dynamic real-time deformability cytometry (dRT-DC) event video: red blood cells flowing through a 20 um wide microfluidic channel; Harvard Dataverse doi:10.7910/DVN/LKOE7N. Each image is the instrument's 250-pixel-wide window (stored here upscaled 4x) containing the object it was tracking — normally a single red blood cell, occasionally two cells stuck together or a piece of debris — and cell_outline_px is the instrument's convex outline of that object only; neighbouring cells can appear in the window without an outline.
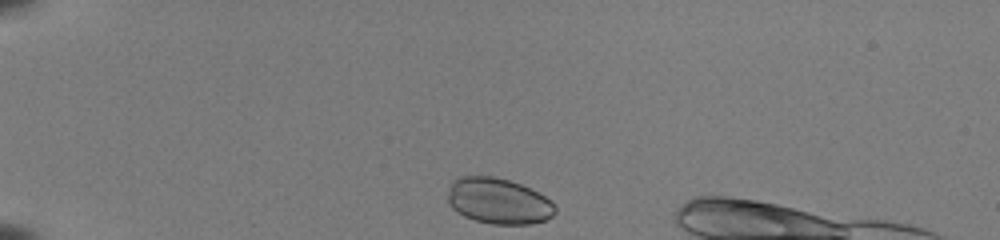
{"species": "common noctule bat (a hibernating species)", "species_latin": "Nyctalus noctula", "temperature_condition": "room temperature", "stored_images_in_passage": 37, "camera_frame_rate_fps": 3000, "um_per_image_px": 0.085, "animal": {"sex": "female", "body_mass_g": 22.0, "forearm_length_mm": 56.7}, "frame": {"image": 1, "passage_image": 1, "time_ms": 0.0, "image_size_px": [1000, 240], "cell_outline_px": [[556, 212], [548, 220], [532, 224], [492, 224], [476, 220], [464, 216], [456, 212], [448, 204], [448, 192], [452, 180], [460, 176], [492, 176], [508, 180], [520, 184], [544, 196], [556, 208]], "centroid_in_image_um": [42.34, 17.1], "position_along_channel_um": 42.7, "area_um2": 28.67}}
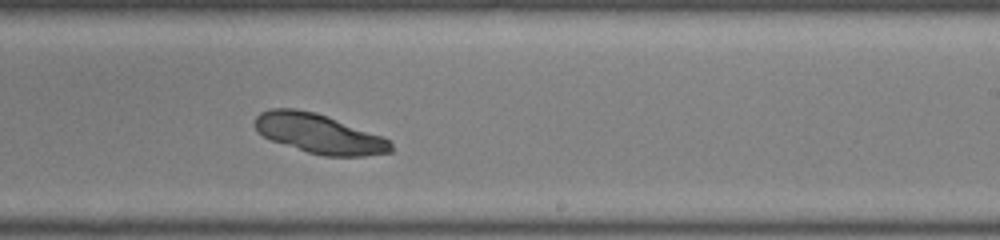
{"frame": {"image": 2, "passage_image": 22, "time_ms": 7.0, "image_size_px": [1000, 240], "cell_outline_px": [[392, 152], [364, 156], [324, 156], [308, 152], [272, 140], [256, 132], [252, 124], [256, 116], [260, 112], [272, 108], [296, 108], [316, 112], [384, 136], [392, 144]], "centroid_in_image_um": [27.1, 11.35], "position_along_channel_um": 261.9, "area_um2": 31.5}}
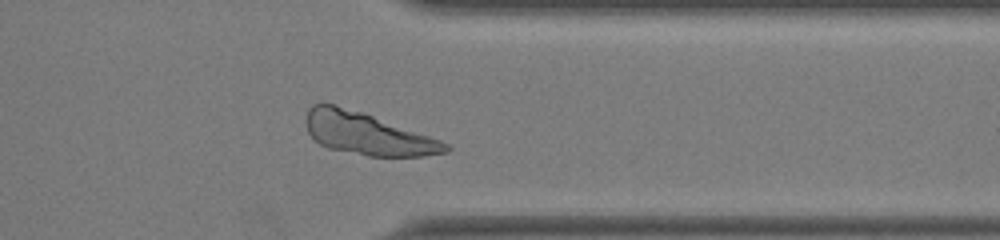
{"frame": {"image": 3, "passage_image": 31, "time_ms": 10.0, "image_size_px": [1000, 240], "cell_outline_px": [[452, 148], [448, 152], [424, 156], [368, 156], [328, 148], [320, 144], [308, 132], [308, 108], [312, 104], [320, 100], [364, 112], [440, 140], [448, 144]], "centroid_in_image_um": [31.22, 11.35], "position_along_channel_um": 380.2, "area_um2": 34.22}}